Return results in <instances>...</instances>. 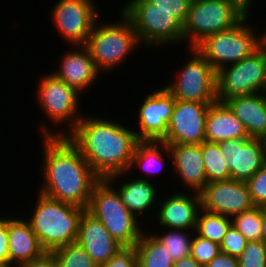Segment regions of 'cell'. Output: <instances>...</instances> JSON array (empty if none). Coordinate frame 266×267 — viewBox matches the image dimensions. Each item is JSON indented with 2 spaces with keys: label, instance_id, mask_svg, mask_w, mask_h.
<instances>
[{
  "label": "cell",
  "instance_id": "cell-1",
  "mask_svg": "<svg viewBox=\"0 0 266 267\" xmlns=\"http://www.w3.org/2000/svg\"><path fill=\"white\" fill-rule=\"evenodd\" d=\"M67 137L79 149L93 172L112 184L128 173L139 142L135 130L117 123L115 119L112 121L96 115L85 117L84 114Z\"/></svg>",
  "mask_w": 266,
  "mask_h": 267
},
{
  "label": "cell",
  "instance_id": "cell-2",
  "mask_svg": "<svg viewBox=\"0 0 266 267\" xmlns=\"http://www.w3.org/2000/svg\"><path fill=\"white\" fill-rule=\"evenodd\" d=\"M43 195L87 209L100 178L67 136H43ZM44 184V185H43Z\"/></svg>",
  "mask_w": 266,
  "mask_h": 267
},
{
  "label": "cell",
  "instance_id": "cell-3",
  "mask_svg": "<svg viewBox=\"0 0 266 267\" xmlns=\"http://www.w3.org/2000/svg\"><path fill=\"white\" fill-rule=\"evenodd\" d=\"M36 199V207L27 221L42 248L52 252L76 242L79 220L85 209L49 198L40 192Z\"/></svg>",
  "mask_w": 266,
  "mask_h": 267
},
{
  "label": "cell",
  "instance_id": "cell-4",
  "mask_svg": "<svg viewBox=\"0 0 266 267\" xmlns=\"http://www.w3.org/2000/svg\"><path fill=\"white\" fill-rule=\"evenodd\" d=\"M119 17L122 20L112 21L111 24L97 19L85 43L101 73L115 70L141 44L131 20L122 11Z\"/></svg>",
  "mask_w": 266,
  "mask_h": 267
},
{
  "label": "cell",
  "instance_id": "cell-5",
  "mask_svg": "<svg viewBox=\"0 0 266 267\" xmlns=\"http://www.w3.org/2000/svg\"><path fill=\"white\" fill-rule=\"evenodd\" d=\"M113 186L106 179H100L92 189L86 210L99 219L121 245L135 246L143 232L141 223L123 204Z\"/></svg>",
  "mask_w": 266,
  "mask_h": 267
},
{
  "label": "cell",
  "instance_id": "cell-6",
  "mask_svg": "<svg viewBox=\"0 0 266 267\" xmlns=\"http://www.w3.org/2000/svg\"><path fill=\"white\" fill-rule=\"evenodd\" d=\"M36 88V98L39 102V106L46 117L51 121L50 123L56 126L65 122L66 129L53 131V128L42 122L40 126V133L43 136H67L78 124L83 117L80 111V93H78L73 87H70L62 80L58 79L53 73L44 74L38 83ZM50 129V130H49ZM67 132H66V131Z\"/></svg>",
  "mask_w": 266,
  "mask_h": 267
},
{
  "label": "cell",
  "instance_id": "cell-7",
  "mask_svg": "<svg viewBox=\"0 0 266 267\" xmlns=\"http://www.w3.org/2000/svg\"><path fill=\"white\" fill-rule=\"evenodd\" d=\"M248 12L234 0H191L183 25L184 42L195 48L207 36L228 30Z\"/></svg>",
  "mask_w": 266,
  "mask_h": 267
},
{
  "label": "cell",
  "instance_id": "cell-8",
  "mask_svg": "<svg viewBox=\"0 0 266 267\" xmlns=\"http://www.w3.org/2000/svg\"><path fill=\"white\" fill-rule=\"evenodd\" d=\"M248 17L249 13L234 27L207 36L195 47L216 72L250 56L262 45L258 29L245 23Z\"/></svg>",
  "mask_w": 266,
  "mask_h": 267
},
{
  "label": "cell",
  "instance_id": "cell-9",
  "mask_svg": "<svg viewBox=\"0 0 266 267\" xmlns=\"http://www.w3.org/2000/svg\"><path fill=\"white\" fill-rule=\"evenodd\" d=\"M127 3L120 11L131 20L142 46L153 49L184 42L183 25L171 13L154 7L149 0H127Z\"/></svg>",
  "mask_w": 266,
  "mask_h": 267
},
{
  "label": "cell",
  "instance_id": "cell-10",
  "mask_svg": "<svg viewBox=\"0 0 266 267\" xmlns=\"http://www.w3.org/2000/svg\"><path fill=\"white\" fill-rule=\"evenodd\" d=\"M266 87V48L261 45L250 56L216 72L217 101L264 92Z\"/></svg>",
  "mask_w": 266,
  "mask_h": 267
},
{
  "label": "cell",
  "instance_id": "cell-11",
  "mask_svg": "<svg viewBox=\"0 0 266 267\" xmlns=\"http://www.w3.org/2000/svg\"><path fill=\"white\" fill-rule=\"evenodd\" d=\"M190 57L176 74V79L165 86L175 99L183 101L216 102V71L195 49L187 48Z\"/></svg>",
  "mask_w": 266,
  "mask_h": 267
},
{
  "label": "cell",
  "instance_id": "cell-12",
  "mask_svg": "<svg viewBox=\"0 0 266 267\" xmlns=\"http://www.w3.org/2000/svg\"><path fill=\"white\" fill-rule=\"evenodd\" d=\"M96 0H59L51 11L54 26L71 46L85 45L99 16ZM96 5V6H95ZM65 38V39H64Z\"/></svg>",
  "mask_w": 266,
  "mask_h": 267
},
{
  "label": "cell",
  "instance_id": "cell-13",
  "mask_svg": "<svg viewBox=\"0 0 266 267\" xmlns=\"http://www.w3.org/2000/svg\"><path fill=\"white\" fill-rule=\"evenodd\" d=\"M213 103L175 99L167 134L161 141L166 144H201L205 141L207 111Z\"/></svg>",
  "mask_w": 266,
  "mask_h": 267
},
{
  "label": "cell",
  "instance_id": "cell-14",
  "mask_svg": "<svg viewBox=\"0 0 266 267\" xmlns=\"http://www.w3.org/2000/svg\"><path fill=\"white\" fill-rule=\"evenodd\" d=\"M199 196L202 210L229 218L254 207L248 185L244 181L229 179L207 183Z\"/></svg>",
  "mask_w": 266,
  "mask_h": 267
},
{
  "label": "cell",
  "instance_id": "cell-15",
  "mask_svg": "<svg viewBox=\"0 0 266 267\" xmlns=\"http://www.w3.org/2000/svg\"><path fill=\"white\" fill-rule=\"evenodd\" d=\"M218 144L233 180L246 182L266 164L264 139L237 137Z\"/></svg>",
  "mask_w": 266,
  "mask_h": 267
},
{
  "label": "cell",
  "instance_id": "cell-16",
  "mask_svg": "<svg viewBox=\"0 0 266 267\" xmlns=\"http://www.w3.org/2000/svg\"><path fill=\"white\" fill-rule=\"evenodd\" d=\"M144 98L136 114L139 126V131L134 129L136 137L139 141H161L167 134L175 98L165 86Z\"/></svg>",
  "mask_w": 266,
  "mask_h": 267
},
{
  "label": "cell",
  "instance_id": "cell-17",
  "mask_svg": "<svg viewBox=\"0 0 266 267\" xmlns=\"http://www.w3.org/2000/svg\"><path fill=\"white\" fill-rule=\"evenodd\" d=\"M174 191L164 200L158 199V210L156 212L157 223L166 229H184L195 231L197 215L201 209L199 193Z\"/></svg>",
  "mask_w": 266,
  "mask_h": 267
},
{
  "label": "cell",
  "instance_id": "cell-18",
  "mask_svg": "<svg viewBox=\"0 0 266 267\" xmlns=\"http://www.w3.org/2000/svg\"><path fill=\"white\" fill-rule=\"evenodd\" d=\"M76 242L84 248L98 267L105 264L123 247L110 235L102 222L86 209L79 220Z\"/></svg>",
  "mask_w": 266,
  "mask_h": 267
},
{
  "label": "cell",
  "instance_id": "cell-19",
  "mask_svg": "<svg viewBox=\"0 0 266 267\" xmlns=\"http://www.w3.org/2000/svg\"><path fill=\"white\" fill-rule=\"evenodd\" d=\"M71 47L74 49L67 50V53L61 56L60 66L52 73L78 93H82L91 88L92 83H95L99 74L102 75V73L96 68L85 45Z\"/></svg>",
  "mask_w": 266,
  "mask_h": 267
},
{
  "label": "cell",
  "instance_id": "cell-20",
  "mask_svg": "<svg viewBox=\"0 0 266 267\" xmlns=\"http://www.w3.org/2000/svg\"><path fill=\"white\" fill-rule=\"evenodd\" d=\"M171 154L174 174L186 188L199 193L207 184L201 144H167Z\"/></svg>",
  "mask_w": 266,
  "mask_h": 267
},
{
  "label": "cell",
  "instance_id": "cell-21",
  "mask_svg": "<svg viewBox=\"0 0 266 267\" xmlns=\"http://www.w3.org/2000/svg\"><path fill=\"white\" fill-rule=\"evenodd\" d=\"M8 239L9 267H18L41 257L46 252L25 218L8 217Z\"/></svg>",
  "mask_w": 266,
  "mask_h": 267
},
{
  "label": "cell",
  "instance_id": "cell-22",
  "mask_svg": "<svg viewBox=\"0 0 266 267\" xmlns=\"http://www.w3.org/2000/svg\"><path fill=\"white\" fill-rule=\"evenodd\" d=\"M224 103L243 123L249 137H266V98L263 92L232 97Z\"/></svg>",
  "mask_w": 266,
  "mask_h": 267
},
{
  "label": "cell",
  "instance_id": "cell-23",
  "mask_svg": "<svg viewBox=\"0 0 266 267\" xmlns=\"http://www.w3.org/2000/svg\"><path fill=\"white\" fill-rule=\"evenodd\" d=\"M237 137H249L243 123L225 103L211 104L206 116L205 141L219 143Z\"/></svg>",
  "mask_w": 266,
  "mask_h": 267
},
{
  "label": "cell",
  "instance_id": "cell-24",
  "mask_svg": "<svg viewBox=\"0 0 266 267\" xmlns=\"http://www.w3.org/2000/svg\"><path fill=\"white\" fill-rule=\"evenodd\" d=\"M134 178H127L129 179L128 181L122 185L120 184V187H116L115 189L123 204L139 220L138 217L140 214L144 216V212L153 211L151 209L154 207L157 210V197L160 194H158V189L154 187L155 184L150 179L140 176L138 178V175Z\"/></svg>",
  "mask_w": 266,
  "mask_h": 267
},
{
  "label": "cell",
  "instance_id": "cell-25",
  "mask_svg": "<svg viewBox=\"0 0 266 267\" xmlns=\"http://www.w3.org/2000/svg\"><path fill=\"white\" fill-rule=\"evenodd\" d=\"M165 152L168 155L163 156ZM165 157L171 159V154L168 149V145L162 141H139L136 144L133 157L128 169V172L135 168L136 165L142 172L157 174L164 169ZM159 168V169H158Z\"/></svg>",
  "mask_w": 266,
  "mask_h": 267
},
{
  "label": "cell",
  "instance_id": "cell-26",
  "mask_svg": "<svg viewBox=\"0 0 266 267\" xmlns=\"http://www.w3.org/2000/svg\"><path fill=\"white\" fill-rule=\"evenodd\" d=\"M150 234V235H149ZM137 267H173L174 261L167 250L151 233L142 232L135 244Z\"/></svg>",
  "mask_w": 266,
  "mask_h": 267
},
{
  "label": "cell",
  "instance_id": "cell-27",
  "mask_svg": "<svg viewBox=\"0 0 266 267\" xmlns=\"http://www.w3.org/2000/svg\"><path fill=\"white\" fill-rule=\"evenodd\" d=\"M232 218L200 209L197 215L195 233L202 238L221 244Z\"/></svg>",
  "mask_w": 266,
  "mask_h": 267
},
{
  "label": "cell",
  "instance_id": "cell-28",
  "mask_svg": "<svg viewBox=\"0 0 266 267\" xmlns=\"http://www.w3.org/2000/svg\"><path fill=\"white\" fill-rule=\"evenodd\" d=\"M201 152L207 183L231 179L227 161L222 158L218 143L203 141Z\"/></svg>",
  "mask_w": 266,
  "mask_h": 267
},
{
  "label": "cell",
  "instance_id": "cell-29",
  "mask_svg": "<svg viewBox=\"0 0 266 267\" xmlns=\"http://www.w3.org/2000/svg\"><path fill=\"white\" fill-rule=\"evenodd\" d=\"M191 232L195 231L168 228L162 234L151 233V235L164 246L173 261H177L191 255V242L193 239Z\"/></svg>",
  "mask_w": 266,
  "mask_h": 267
},
{
  "label": "cell",
  "instance_id": "cell-30",
  "mask_svg": "<svg viewBox=\"0 0 266 267\" xmlns=\"http://www.w3.org/2000/svg\"><path fill=\"white\" fill-rule=\"evenodd\" d=\"M232 218V226L235 227L248 241H263L261 207L254 206Z\"/></svg>",
  "mask_w": 266,
  "mask_h": 267
},
{
  "label": "cell",
  "instance_id": "cell-31",
  "mask_svg": "<svg viewBox=\"0 0 266 267\" xmlns=\"http://www.w3.org/2000/svg\"><path fill=\"white\" fill-rule=\"evenodd\" d=\"M51 253L55 256L58 267H98L77 242L62 246Z\"/></svg>",
  "mask_w": 266,
  "mask_h": 267
},
{
  "label": "cell",
  "instance_id": "cell-32",
  "mask_svg": "<svg viewBox=\"0 0 266 267\" xmlns=\"http://www.w3.org/2000/svg\"><path fill=\"white\" fill-rule=\"evenodd\" d=\"M220 252L221 250L219 244L212 242L209 239L202 238L195 232L193 233V239L191 242V256L200 265L205 267Z\"/></svg>",
  "mask_w": 266,
  "mask_h": 267
},
{
  "label": "cell",
  "instance_id": "cell-33",
  "mask_svg": "<svg viewBox=\"0 0 266 267\" xmlns=\"http://www.w3.org/2000/svg\"><path fill=\"white\" fill-rule=\"evenodd\" d=\"M237 260L239 267H266V244L263 241H247Z\"/></svg>",
  "mask_w": 266,
  "mask_h": 267
},
{
  "label": "cell",
  "instance_id": "cell-34",
  "mask_svg": "<svg viewBox=\"0 0 266 267\" xmlns=\"http://www.w3.org/2000/svg\"><path fill=\"white\" fill-rule=\"evenodd\" d=\"M246 183L254 206H266V164Z\"/></svg>",
  "mask_w": 266,
  "mask_h": 267
},
{
  "label": "cell",
  "instance_id": "cell-35",
  "mask_svg": "<svg viewBox=\"0 0 266 267\" xmlns=\"http://www.w3.org/2000/svg\"><path fill=\"white\" fill-rule=\"evenodd\" d=\"M247 241L248 240L231 225L220 244V250L223 253L238 258L246 247Z\"/></svg>",
  "mask_w": 266,
  "mask_h": 267
},
{
  "label": "cell",
  "instance_id": "cell-36",
  "mask_svg": "<svg viewBox=\"0 0 266 267\" xmlns=\"http://www.w3.org/2000/svg\"><path fill=\"white\" fill-rule=\"evenodd\" d=\"M154 7L171 13L182 25H184L191 0H149Z\"/></svg>",
  "mask_w": 266,
  "mask_h": 267
},
{
  "label": "cell",
  "instance_id": "cell-37",
  "mask_svg": "<svg viewBox=\"0 0 266 267\" xmlns=\"http://www.w3.org/2000/svg\"><path fill=\"white\" fill-rule=\"evenodd\" d=\"M100 267H137L135 246H123Z\"/></svg>",
  "mask_w": 266,
  "mask_h": 267
},
{
  "label": "cell",
  "instance_id": "cell-38",
  "mask_svg": "<svg viewBox=\"0 0 266 267\" xmlns=\"http://www.w3.org/2000/svg\"><path fill=\"white\" fill-rule=\"evenodd\" d=\"M0 264L9 267L8 216L0 217Z\"/></svg>",
  "mask_w": 266,
  "mask_h": 267
},
{
  "label": "cell",
  "instance_id": "cell-39",
  "mask_svg": "<svg viewBox=\"0 0 266 267\" xmlns=\"http://www.w3.org/2000/svg\"><path fill=\"white\" fill-rule=\"evenodd\" d=\"M18 267H58L55 256L51 252H45L41 257L30 262L19 265Z\"/></svg>",
  "mask_w": 266,
  "mask_h": 267
},
{
  "label": "cell",
  "instance_id": "cell-40",
  "mask_svg": "<svg viewBox=\"0 0 266 267\" xmlns=\"http://www.w3.org/2000/svg\"><path fill=\"white\" fill-rule=\"evenodd\" d=\"M205 267H239L236 257H232L226 253L220 252Z\"/></svg>",
  "mask_w": 266,
  "mask_h": 267
},
{
  "label": "cell",
  "instance_id": "cell-41",
  "mask_svg": "<svg viewBox=\"0 0 266 267\" xmlns=\"http://www.w3.org/2000/svg\"><path fill=\"white\" fill-rule=\"evenodd\" d=\"M173 267H204L196 262L191 255L183 257L180 260L174 261Z\"/></svg>",
  "mask_w": 266,
  "mask_h": 267
},
{
  "label": "cell",
  "instance_id": "cell-42",
  "mask_svg": "<svg viewBox=\"0 0 266 267\" xmlns=\"http://www.w3.org/2000/svg\"><path fill=\"white\" fill-rule=\"evenodd\" d=\"M261 216L263 223V242L266 244V206L261 207Z\"/></svg>",
  "mask_w": 266,
  "mask_h": 267
},
{
  "label": "cell",
  "instance_id": "cell-43",
  "mask_svg": "<svg viewBox=\"0 0 266 267\" xmlns=\"http://www.w3.org/2000/svg\"><path fill=\"white\" fill-rule=\"evenodd\" d=\"M236 3H238L242 8H244L248 13L250 10V5H252L253 0H234Z\"/></svg>",
  "mask_w": 266,
  "mask_h": 267
},
{
  "label": "cell",
  "instance_id": "cell-44",
  "mask_svg": "<svg viewBox=\"0 0 266 267\" xmlns=\"http://www.w3.org/2000/svg\"><path fill=\"white\" fill-rule=\"evenodd\" d=\"M262 45L266 48V30L262 33Z\"/></svg>",
  "mask_w": 266,
  "mask_h": 267
},
{
  "label": "cell",
  "instance_id": "cell-45",
  "mask_svg": "<svg viewBox=\"0 0 266 267\" xmlns=\"http://www.w3.org/2000/svg\"><path fill=\"white\" fill-rule=\"evenodd\" d=\"M263 93H264V96H265V98H266V87H265V89H264V92H263Z\"/></svg>",
  "mask_w": 266,
  "mask_h": 267
}]
</instances>
